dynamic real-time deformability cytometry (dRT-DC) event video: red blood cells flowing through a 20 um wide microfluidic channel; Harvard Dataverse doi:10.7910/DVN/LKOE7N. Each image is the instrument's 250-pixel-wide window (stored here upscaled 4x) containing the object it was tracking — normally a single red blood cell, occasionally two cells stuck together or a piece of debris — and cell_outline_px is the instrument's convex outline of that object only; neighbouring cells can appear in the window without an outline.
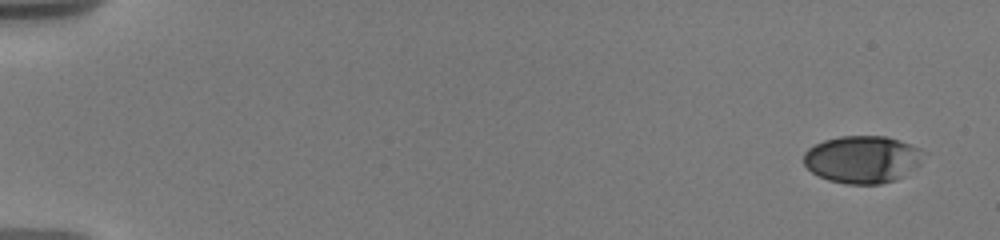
{"species": "human", "species_latin": "Homo sapiens", "temperature_condition": "warm", "stored_images_in_passage": 13, "camera_frame_rate_fps": 3000, "um_per_image_px": 0.085, "donor": {"sex": "male"}, "frame": {"image": 1, "passage_image": 1, "time_ms": 0.0, "image_size_px": [1000, 240], "cell_outline_px": [[928, 152], [920, 164], [904, 176], [896, 180], [880, 184], [848, 184], [828, 180], [812, 172], [804, 164], [804, 152], [808, 148], [824, 140], [840, 136], [884, 136], [900, 140], [920, 148]], "centroid_in_image_um": [73.35, 13.54], "position_along_channel_um": 11.6, "area_um2": 33.41}}
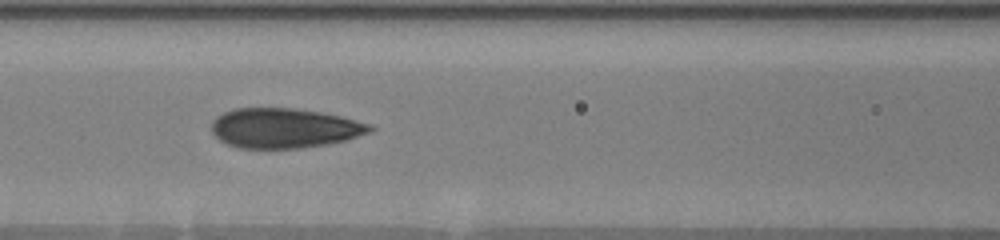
{"frame": {"image": 2, "passage_image": 10, "time_ms": 8.0, "image_size_px": [1000, 240], "cell_outline_px": [[376, 128], [368, 132], [344, 140], [328, 144], [300, 148], [240, 148], [228, 144], [220, 140], [212, 132], [212, 120], [216, 116], [224, 112], [236, 108], [296, 108], [320, 112], [340, 116], [372, 124]], "centroid_in_image_um": [24.16, 10.88], "position_along_channel_um": 142.4, "area_um2": 36.65}}
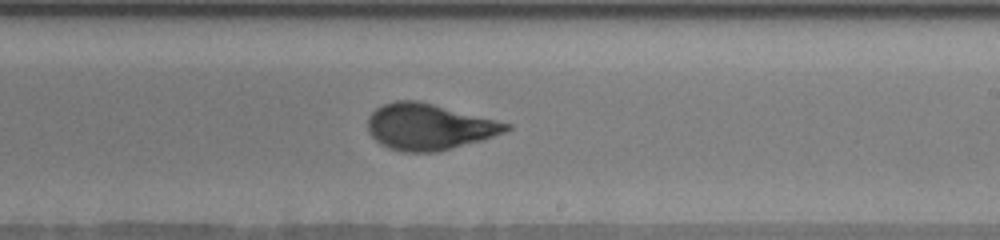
{"frame": {"image": 3, "passage_image": 13, "time_ms": 11.0, "image_size_px": [1000, 240], "cell_outline_px": [[512, 128], [504, 132], [480, 140], [436, 152], [404, 152], [388, 148], [380, 144], [368, 132], [368, 116], [376, 108], [384, 104], [396, 100], [420, 100], [512, 124]], "centroid_in_image_um": [36.43, 10.76], "position_along_channel_um": 252.6, "area_um2": 37.17}}